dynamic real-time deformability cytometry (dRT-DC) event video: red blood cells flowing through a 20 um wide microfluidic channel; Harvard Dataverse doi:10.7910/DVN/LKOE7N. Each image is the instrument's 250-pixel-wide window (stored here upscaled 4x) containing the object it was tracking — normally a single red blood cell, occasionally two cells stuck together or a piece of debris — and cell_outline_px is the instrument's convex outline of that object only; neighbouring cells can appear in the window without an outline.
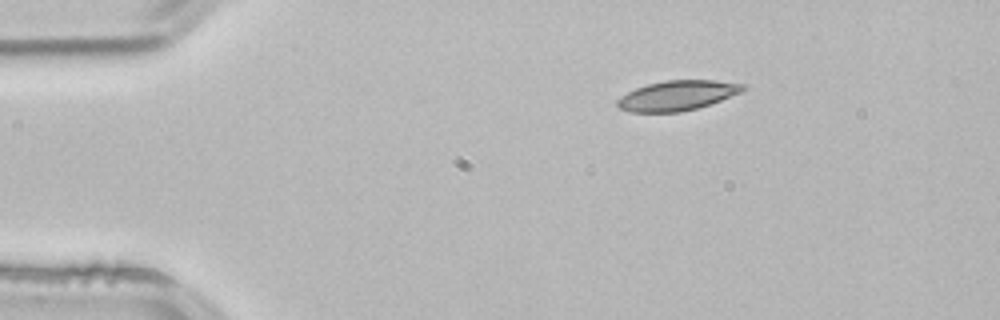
{"species": "common noctule bat (a hibernating species)", "species_latin": "Nyctalus noctula", "temperature_condition": "room temperature", "stored_images_in_passage": 3, "camera_frame_rate_fps": 3000, "um_per_image_px": 0.085, "animal": {"sex": "male", "body_mass_g": 21.5, "forearm_length_mm": 52.0}, "frame": {"image": 1, "passage_image": 1, "time_ms": 0.0, "image_size_px": [1000, 320], "cell_outline_px": [[748, 88], [740, 92], [720, 100], [696, 108], [680, 112], [632, 112], [620, 108], [616, 104], [616, 100], [620, 96], [636, 88], [648, 84], [664, 80], [716, 80], [748, 84]], "centroid_in_image_um": [57.58, 8.1], "position_along_channel_um": 27.4, "area_um2": 21.85}}